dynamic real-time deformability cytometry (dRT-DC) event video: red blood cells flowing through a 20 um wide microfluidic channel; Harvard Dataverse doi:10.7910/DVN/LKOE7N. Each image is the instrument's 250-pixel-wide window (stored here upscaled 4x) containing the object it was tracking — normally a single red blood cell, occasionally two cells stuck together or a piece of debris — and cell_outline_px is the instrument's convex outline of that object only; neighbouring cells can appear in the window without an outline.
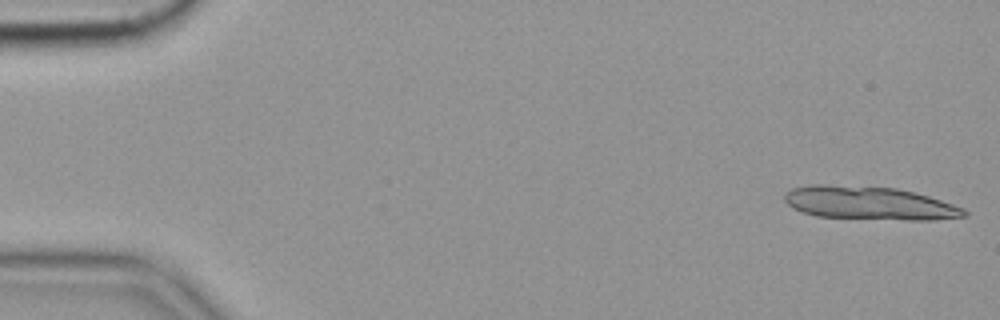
{"species": "common noctule bat (a hibernating species)", "species_latin": "Nyctalus noctula", "temperature_condition": "cold", "stored_images_in_passage": 14, "camera_frame_rate_fps": 3000, "um_per_image_px": 0.085, "animal": {"sex": "female", "body_mass_g": 19.9}, "frame": {"image": 1, "passage_image": 1, "time_ms": 0.0, "image_size_px": [1000, 320], "cell_outline_px": [[968, 216], [932, 220], [908, 220], [816, 216], [804, 212], [788, 204], [784, 200], [784, 192], [792, 188], [808, 184], [824, 184], [896, 188], [928, 196], [964, 208], [968, 212]], "centroid_in_image_um": [73.89, 17.26], "position_along_channel_um": 11.1, "area_um2": 34.68}}